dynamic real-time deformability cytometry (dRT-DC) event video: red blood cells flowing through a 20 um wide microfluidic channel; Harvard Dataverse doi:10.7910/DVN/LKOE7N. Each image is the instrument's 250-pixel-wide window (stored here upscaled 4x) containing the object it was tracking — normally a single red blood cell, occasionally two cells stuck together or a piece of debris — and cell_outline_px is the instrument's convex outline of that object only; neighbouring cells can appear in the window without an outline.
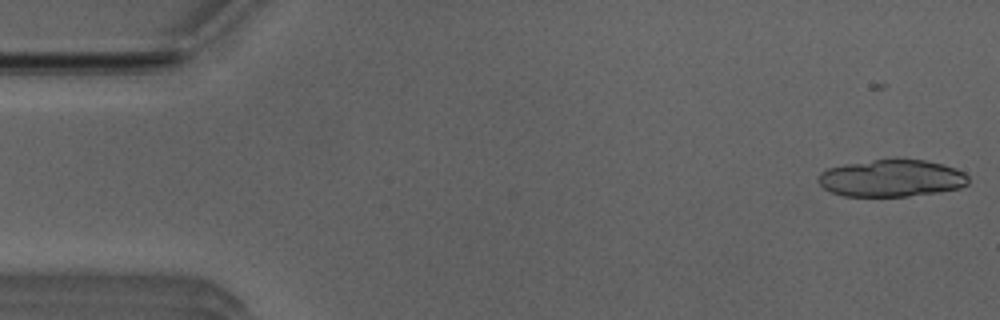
{"species": "Egyptian fruit bat (a non-hibernating species)", "species_latin": "Rousettus aegyptiacus", "temperature_condition": "room temperature", "stored_images_in_passage": 16, "camera_frame_rate_fps": 3000, "um_per_image_px": 0.085, "animal": {"sex": "male"}, "frame": {"image": 1, "passage_image": 1, "time_ms": 0.0, "image_size_px": [1000, 320], "cell_outline_px": [[968, 184], [960, 188], [936, 192], [908, 196], [844, 196], [832, 192], [824, 188], [816, 180], [820, 172], [828, 168], [844, 164], [872, 160], [924, 160], [940, 164], [964, 172], [968, 176]], "centroid_in_image_um": [75.74, 15.16], "position_along_channel_um": 9.3, "area_um2": 32.14}}